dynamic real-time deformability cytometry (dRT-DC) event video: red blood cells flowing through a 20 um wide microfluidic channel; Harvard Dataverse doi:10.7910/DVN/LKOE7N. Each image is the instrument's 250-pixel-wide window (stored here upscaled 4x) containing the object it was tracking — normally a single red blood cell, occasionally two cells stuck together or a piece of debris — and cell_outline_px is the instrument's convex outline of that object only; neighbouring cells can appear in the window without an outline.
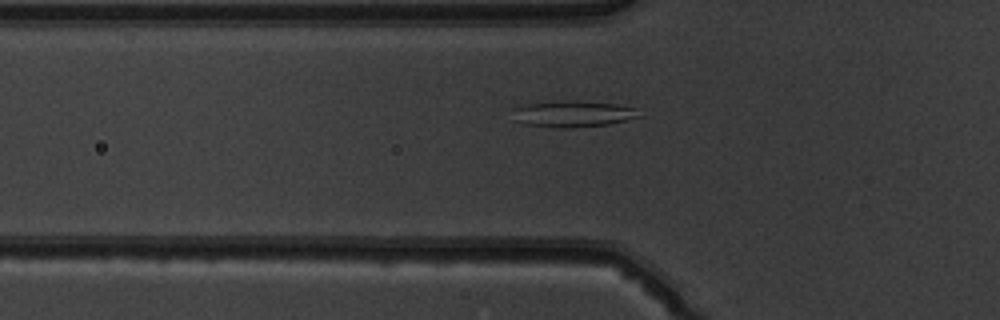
{"species": "common noctule bat (a hibernating species)", "species_latin": "Nyctalus noctula", "temperature_condition": "warm", "stored_images_in_passage": 39, "segment_of_instrument_passage": [1, 2], "camera_frame_rate_fps": 3000, "um_per_image_px": 0.085, "animal": {"sex": "male", "body_mass_g": 19.5, "forearm_length_mm": 54.6}, "frame": {"image": 1, "passage_image": 11, "time_ms": 3.333, "image_size_px": [1000, 320], "cell_outline_px": [[644, 116], [608, 124], [572, 128], [560, 128], [524, 124], [512, 120], [512, 108], [520, 104], [560, 100], [616, 104], [640, 108]], "centroid_in_image_um": [48.68, 9.67], "position_along_channel_um": 77.1, "area_um2": 19.94}}
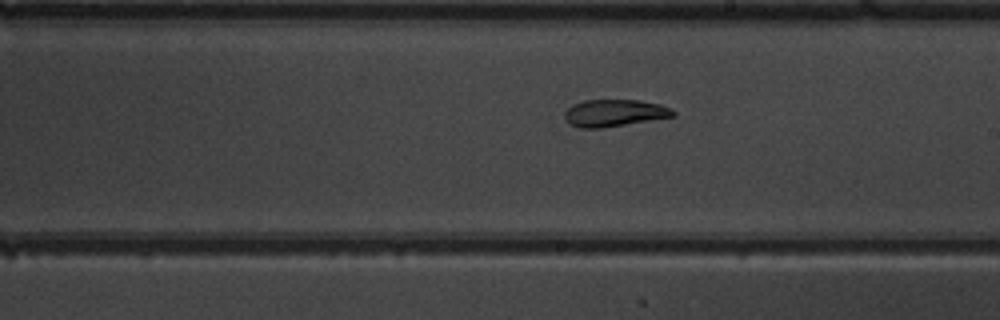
{"frame": {"image": 2, "passage_image": 23, "time_ms": 7.333, "image_size_px": [1000, 320], "cell_outline_px": [[676, 116], [604, 128], [580, 128], [564, 120], [564, 112], [572, 104], [584, 100], [640, 100], [660, 104], [672, 108], [676, 112]], "centroid_in_image_um": [52.24, 9.6], "position_along_channel_um": 236.8, "area_um2": 17.34}}
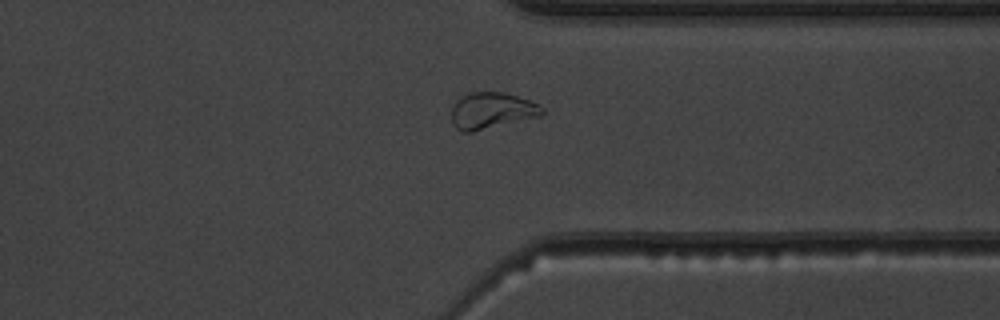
{"frame": {"image": 3, "passage_image": 33, "time_ms": 10.667, "image_size_px": [1000, 320], "cell_outline_px": [[544, 112], [540, 116], [472, 132], [460, 132], [452, 124], [452, 108], [456, 100], [472, 92], [504, 92], [528, 100], [544, 108]], "centroid_in_image_um": [41.77, 9.42], "position_along_channel_um": 369.6, "area_um2": 19.02}}